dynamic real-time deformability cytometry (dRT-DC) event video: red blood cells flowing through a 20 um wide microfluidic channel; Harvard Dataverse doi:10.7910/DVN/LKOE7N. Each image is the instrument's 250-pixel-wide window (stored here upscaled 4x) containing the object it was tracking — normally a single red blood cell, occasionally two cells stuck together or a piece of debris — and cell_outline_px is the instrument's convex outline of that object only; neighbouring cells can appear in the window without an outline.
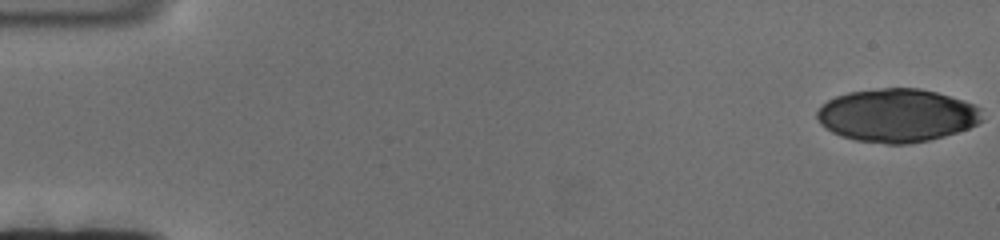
{"species": "human", "species_latin": "Homo sapiens", "temperature_condition": "cold", "stored_images_in_passage": 21, "camera_frame_rate_fps": 3000, "um_per_image_px": 0.085, "donor": {"sex": "female"}, "frame": {"image": 1, "passage_image": 1, "time_ms": 0.0, "image_size_px": [1000, 240], "cell_outline_px": [[984, 120], [968, 128], [944, 136], [928, 140], [908, 144], [888, 144], [856, 140], [840, 136], [832, 132], [820, 124], [816, 116], [816, 112], [820, 104], [836, 96], [848, 92], [880, 88], [920, 88], [936, 92], [964, 100], [980, 108]], "centroid_in_image_um": [76.22, 9.8], "position_along_channel_um": 8.8, "area_um2": 51.38}}